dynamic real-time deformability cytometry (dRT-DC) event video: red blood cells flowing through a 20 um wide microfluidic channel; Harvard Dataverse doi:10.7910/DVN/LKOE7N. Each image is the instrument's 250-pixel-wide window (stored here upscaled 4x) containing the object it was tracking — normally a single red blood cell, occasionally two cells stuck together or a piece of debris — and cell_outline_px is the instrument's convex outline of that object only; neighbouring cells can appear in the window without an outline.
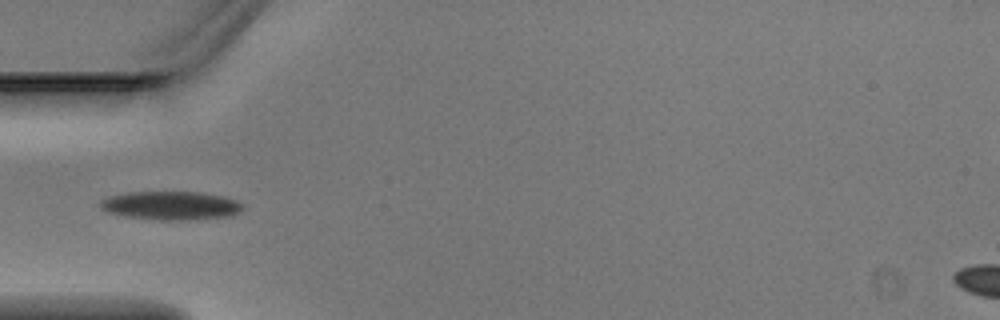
{"species": "Egyptian fruit bat (a non-hibernating species)", "species_latin": "Rousettus aegyptiacus", "temperature_condition": "warm", "stored_images_in_passage": 5, "camera_frame_rate_fps": 3000, "um_per_image_px": 0.085, "animal": {"sex": "male"}, "frame": {"image": 1, "passage_image": 4, "time_ms": 1.0, "image_size_px": [1000, 320], "cell_outline_px": [[244, 208], [240, 212], [232, 216], [188, 220], [160, 220], [124, 216], [108, 212], [100, 208], [100, 200], [108, 196], [132, 192], [200, 192], [224, 196], [236, 200], [244, 204]], "centroid_in_image_um": [14.56, 17.47], "position_along_channel_um": 70.4, "area_um2": 23.93}}
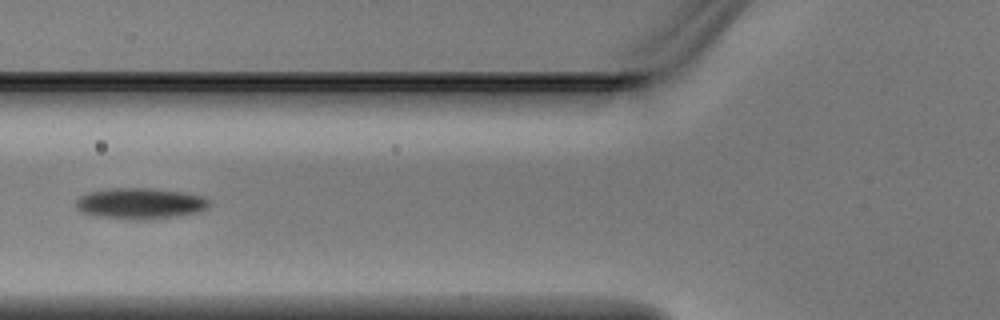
{"frame": {"image": 2, "passage_image": 5, "time_ms": 1.333, "image_size_px": [1000, 320], "cell_outline_px": [[212, 204], [208, 208], [200, 212], [176, 216], [148, 220], [136, 220], [96, 216], [80, 212], [76, 208], [76, 200], [80, 196], [92, 192], [112, 188], [148, 188], [184, 192], [204, 196], [212, 200]], "centroid_in_image_um": [11.99, 17.3], "position_along_channel_um": 113.8, "area_um2": 24.39}}